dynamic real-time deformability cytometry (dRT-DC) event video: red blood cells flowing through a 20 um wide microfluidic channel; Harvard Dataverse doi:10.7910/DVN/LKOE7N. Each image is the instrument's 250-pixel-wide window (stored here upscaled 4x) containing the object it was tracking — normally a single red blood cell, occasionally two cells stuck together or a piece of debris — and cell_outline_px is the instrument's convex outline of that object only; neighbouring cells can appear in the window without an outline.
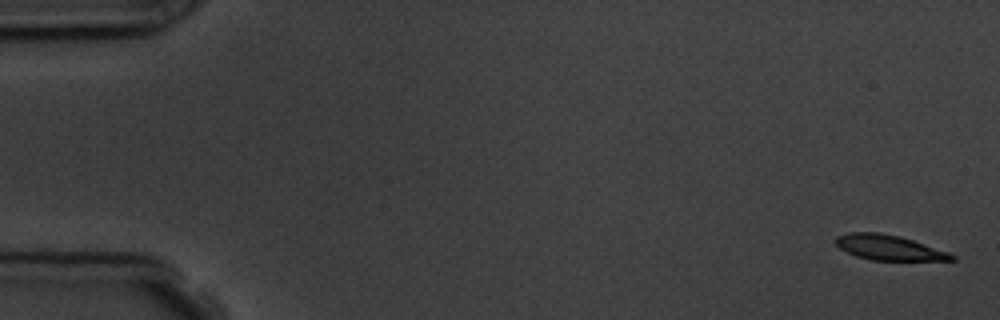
{"species": "common noctule bat (a hibernating species)", "species_latin": "Nyctalus noctula", "temperature_condition": "room temperature", "stored_images_in_passage": 5, "camera_frame_rate_fps": 3000, "um_per_image_px": 0.085, "animal": {"sex": "male", "body_mass_g": 19.5, "forearm_length_mm": 54.6}, "frame": {"image": 1, "passage_image": 1, "time_ms": 0.0, "image_size_px": [1000, 320], "cell_outline_px": [[956, 260], [872, 260], [856, 256], [840, 248], [836, 244], [836, 236], [848, 232], [880, 232], [900, 236], [948, 252], [956, 256]], "centroid_in_image_um": [75.54, 21.03], "position_along_channel_um": 9.5, "area_um2": 16.82}}
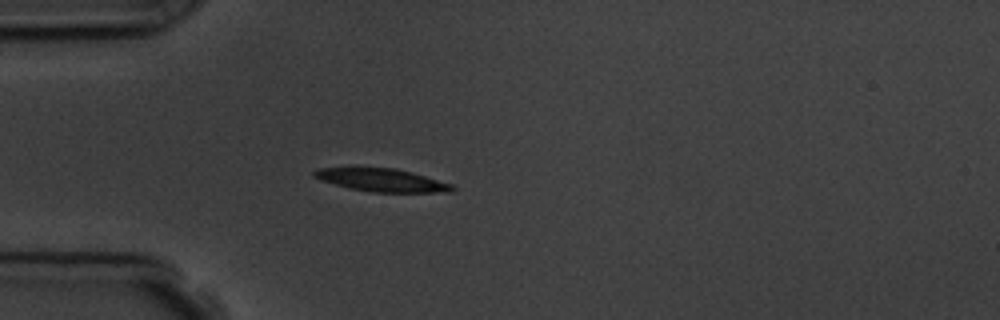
{"frame": {"image": 2, "passage_image": 5, "time_ms": 4.667, "image_size_px": [1000, 320], "cell_outline_px": [[456, 188], [452, 192], [372, 192], [348, 188], [320, 180], [312, 176], [312, 172], [316, 168], [352, 164], [356, 164], [396, 168], [452, 184]], "centroid_in_image_um": [32.29, 15.24], "position_along_channel_um": 52.7, "area_um2": 19.54}}